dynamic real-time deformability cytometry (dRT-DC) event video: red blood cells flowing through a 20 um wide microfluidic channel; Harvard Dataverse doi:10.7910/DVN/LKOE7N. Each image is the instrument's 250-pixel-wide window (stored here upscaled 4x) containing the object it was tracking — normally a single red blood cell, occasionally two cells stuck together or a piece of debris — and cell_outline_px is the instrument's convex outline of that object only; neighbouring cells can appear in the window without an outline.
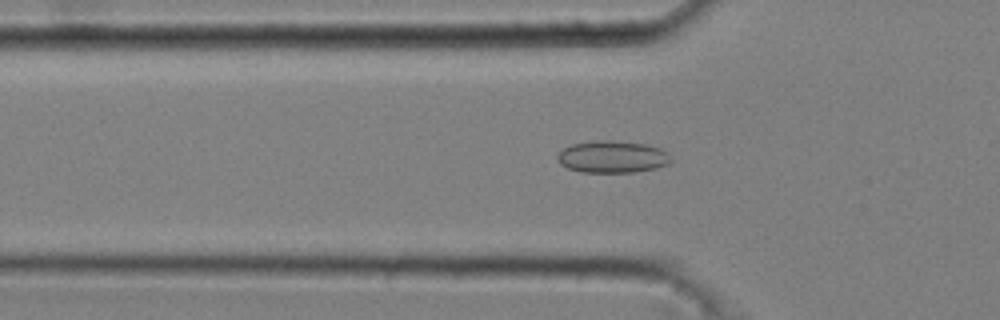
{"species": "common noctule bat (a hibernating species)", "species_latin": "Nyctalus noctula", "temperature_condition": "cold", "stored_images_in_passage": 50, "camera_frame_rate_fps": 3000, "um_per_image_px": 0.085, "animal": {"sex": "male", "body_mass_g": 20.4}, "frame": {"image": 1, "passage_image": 16, "time_ms": 5.0, "image_size_px": [1000, 320], "cell_outline_px": [[672, 160], [668, 164], [656, 168], [632, 172], [580, 172], [568, 168], [560, 164], [556, 160], [556, 156], [564, 148], [572, 144], [596, 140], [612, 140], [644, 144], [660, 148], [668, 152]], "centroid_in_image_um": [52.04, 13.33], "position_along_channel_um": 73.8, "area_um2": 21.27}}
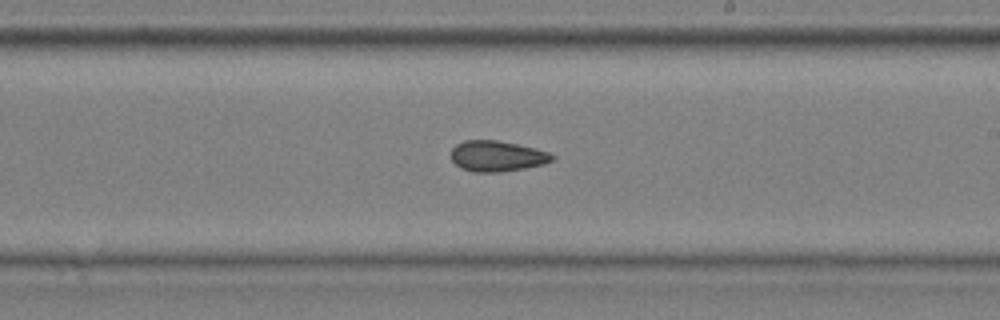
{"frame": {"image": 2, "passage_image": 30, "time_ms": 9.667, "image_size_px": [1000, 320], "cell_outline_px": [[556, 156], [552, 160], [544, 164], [524, 168], [500, 172], [472, 172], [460, 168], [452, 160], [452, 148], [456, 144], [464, 140], [496, 140], [516, 144], [548, 152]], "centroid_in_image_um": [42.22, 13.27], "position_along_channel_um": 246.8, "area_um2": 17.98}}
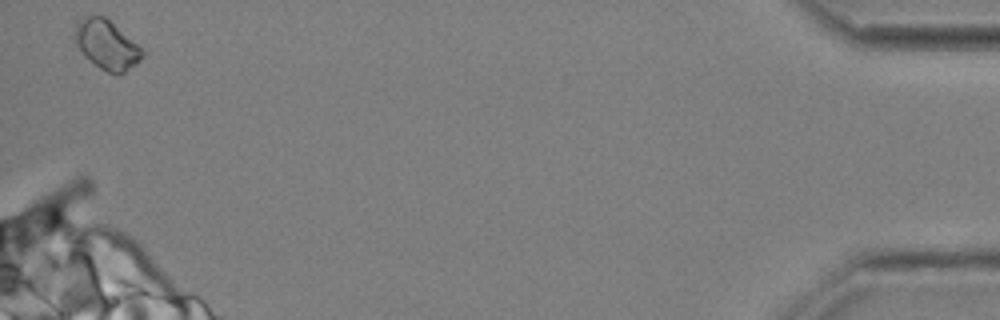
{"frame": {"image": 3, "passage_image": 50, "time_ms": 16.333, "image_size_px": [1000, 320], "cell_outline_px": [[144, 56], [136, 64], [124, 72], [116, 76], [100, 68], [76, 44], [72, 36], [80, 20], [88, 16], [104, 16], [136, 44], [144, 52]], "centroid_in_image_um": [9.08, 3.82], "position_along_channel_um": 426.1, "area_um2": 18.61}, "authors_computed_cell_mechanics": {"area_um2": 18.6116, "velocity_mm_per_s": 3.7005, "shape_relaxation_time_tau1_ms": null, "shape_relaxation_time_tau2_ms": 2.7476, "deformation_change_tau1": null, "deformation_change_tau2": 0.0771}}